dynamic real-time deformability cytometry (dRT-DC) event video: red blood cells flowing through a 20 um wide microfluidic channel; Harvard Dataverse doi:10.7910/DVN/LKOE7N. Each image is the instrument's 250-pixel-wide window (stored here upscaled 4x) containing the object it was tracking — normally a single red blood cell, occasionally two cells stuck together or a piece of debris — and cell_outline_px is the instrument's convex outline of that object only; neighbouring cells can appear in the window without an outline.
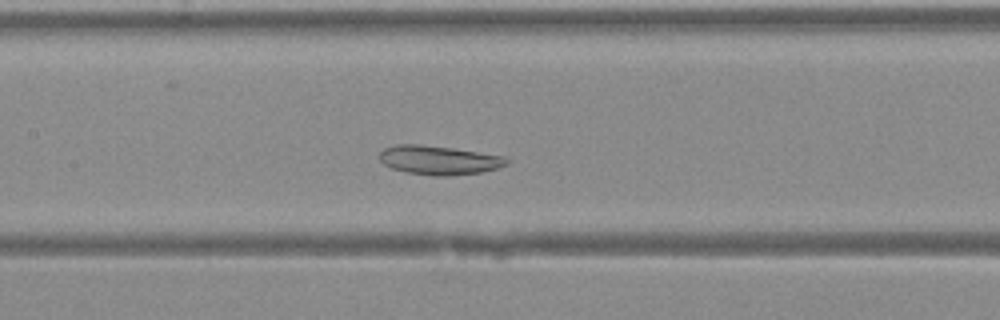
{"species": "Egyptian fruit bat (a non-hibernating species)", "species_latin": "Rousettus aegyptiacus", "temperature_condition": "warm", "stored_images_in_passage": 41, "camera_frame_rate_fps": 3000, "um_per_image_px": 0.085, "animal": {"sex": "female"}, "frame": {"image": 1, "passage_image": 18, "time_ms": 5.667, "image_size_px": [1000, 320], "cell_outline_px": [[512, 160], [508, 164], [496, 168], [480, 172], [448, 176], [432, 176], [408, 172], [392, 168], [384, 164], [380, 160], [380, 152], [384, 148], [396, 144], [420, 144], [452, 148], [504, 156]], "centroid_in_image_um": [37.32, 13.6], "position_along_channel_um": 170.1, "area_um2": 21.44}}
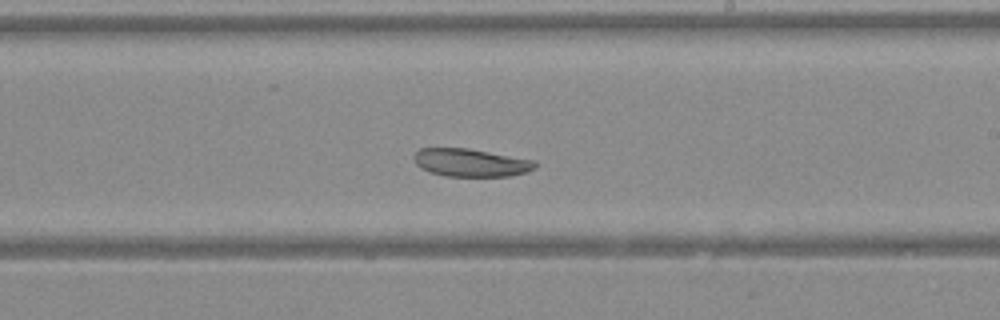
{"frame": {"image": 2, "passage_image": 23, "time_ms": 7.333, "image_size_px": [1000, 320], "cell_outline_px": [[536, 168], [528, 172], [508, 176], [444, 176], [428, 172], [420, 168], [416, 164], [412, 156], [420, 148], [468, 148], [536, 160]], "centroid_in_image_um": [40.01, 13.82], "position_along_channel_um": 249.0, "area_um2": 19.94}}
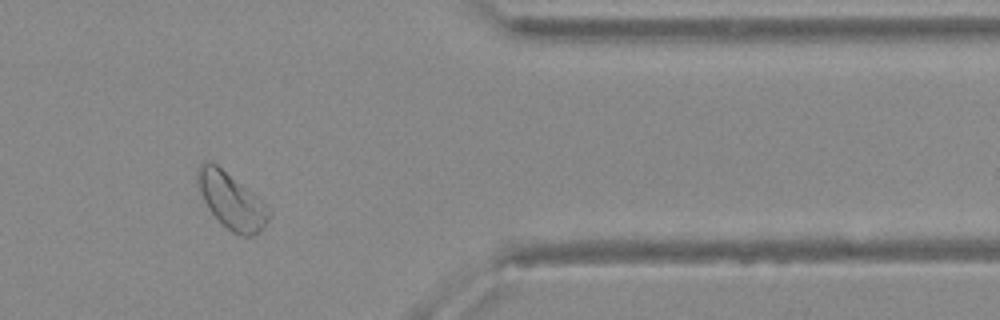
{"frame": {"image": 3, "passage_image": 33, "time_ms": 10.667, "image_size_px": [1000, 320], "cell_outline_px": [[272, 212], [264, 228], [260, 232], [252, 236], [244, 236], [232, 232], [208, 208], [200, 192], [196, 180], [196, 172], [200, 164], [204, 160], [208, 160], [216, 164], [256, 196]], "centroid_in_image_um": [19.66, 17.06], "position_along_channel_um": 391.7, "area_um2": 22.77}}